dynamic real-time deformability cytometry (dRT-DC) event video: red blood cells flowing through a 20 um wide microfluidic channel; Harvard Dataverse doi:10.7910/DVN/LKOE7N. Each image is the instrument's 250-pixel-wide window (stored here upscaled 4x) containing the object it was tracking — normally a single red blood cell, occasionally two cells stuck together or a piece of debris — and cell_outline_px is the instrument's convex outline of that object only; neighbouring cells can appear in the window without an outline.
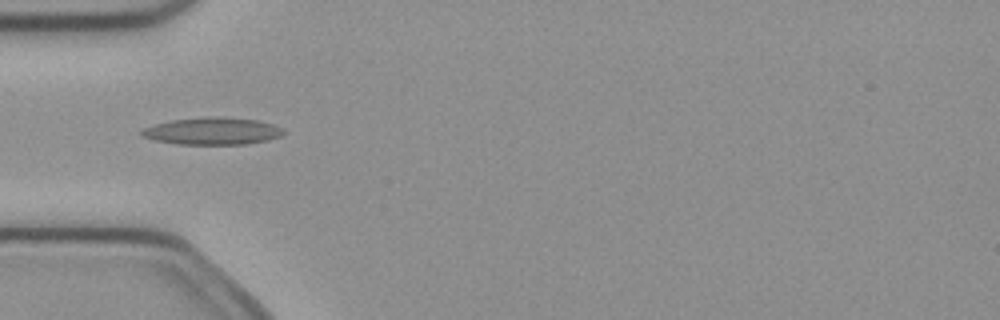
{"species": "common noctule bat (a hibernating species)", "species_latin": "Nyctalus noctula", "temperature_condition": "cold", "stored_images_in_passage": 5, "camera_frame_rate_fps": 3000, "um_per_image_px": 0.085, "animal": {"sex": "female", "body_mass_g": 21.9}, "frame": {"image": 1, "passage_image": 4, "time_ms": 1.0, "image_size_px": [1000, 320], "cell_outline_px": [[284, 132], [280, 136], [268, 140], [248, 144], [180, 144], [156, 140], [144, 136], [140, 132], [144, 128], [152, 124], [172, 120], [208, 116], [216, 116], [260, 120], [284, 128]], "centroid_in_image_um": [18.09, 11.13], "position_along_channel_um": 66.9, "area_um2": 22.48}}